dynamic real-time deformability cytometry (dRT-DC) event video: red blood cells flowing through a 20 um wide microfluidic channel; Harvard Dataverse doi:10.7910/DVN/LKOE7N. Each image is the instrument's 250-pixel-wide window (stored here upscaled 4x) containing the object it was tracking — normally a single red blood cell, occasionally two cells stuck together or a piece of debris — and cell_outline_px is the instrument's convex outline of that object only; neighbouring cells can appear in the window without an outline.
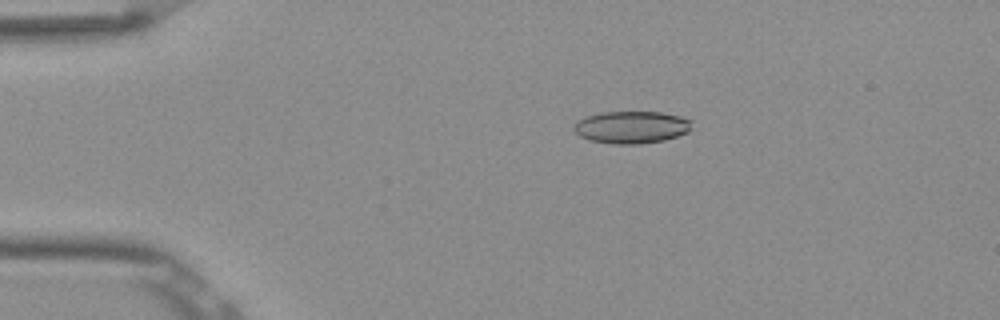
{"species": "Egyptian fruit bat (a non-hibernating species)", "species_latin": "Rousettus aegyptiacus", "temperature_condition": "room temperature", "stored_images_in_passage": 52, "camera_frame_rate_fps": 3000, "um_per_image_px": 0.085, "frame": {"image": 1, "passage_image": 10, "time_ms": 3.0, "image_size_px": [1000, 320], "cell_outline_px": [[692, 128], [688, 132], [664, 140], [640, 144], [612, 144], [588, 140], [580, 136], [572, 128], [572, 124], [588, 116], [600, 112], [660, 112], [680, 116], [692, 120]], "centroid_in_image_um": [53.68, 10.82], "position_along_channel_um": 31.3, "area_um2": 22.31}}
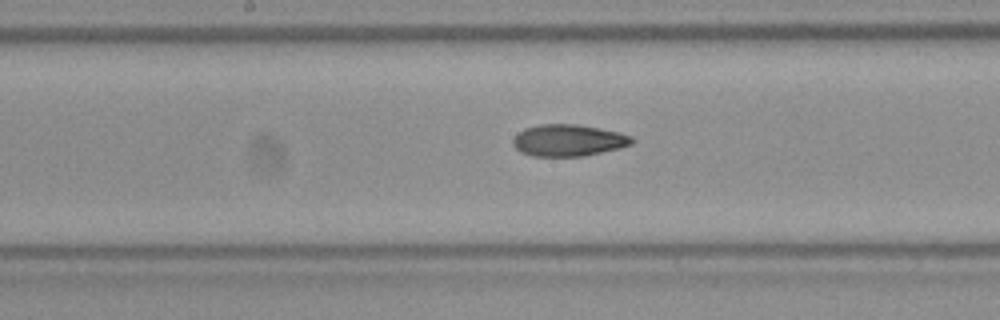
{"frame": {"image": 2, "passage_image": 27, "time_ms": 8.667, "image_size_px": [1000, 320], "cell_outline_px": [[636, 140], [632, 144], [620, 148], [584, 156], [532, 156], [520, 152], [512, 144], [512, 140], [524, 128], [540, 124], [576, 124], [600, 128], [620, 132], [632, 136]], "centroid_in_image_um": [48.34, 11.93], "position_along_channel_um": 199.9, "area_um2": 22.14}}
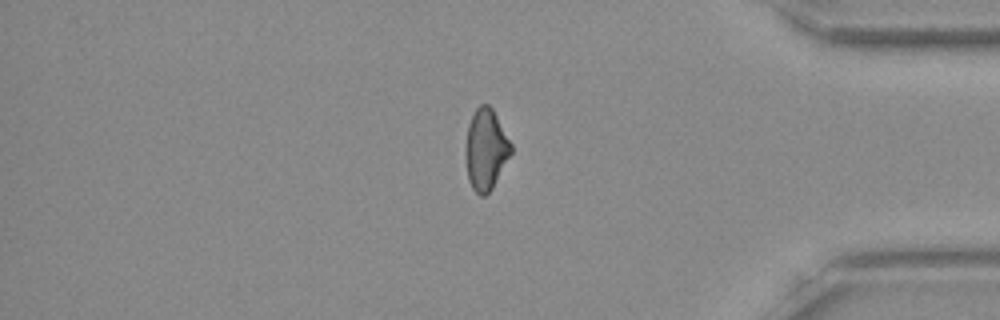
{"frame": {"image": 3, "passage_image": 44, "time_ms": 14.333, "image_size_px": [1000, 320], "cell_outline_px": [[512, 152], [492, 188], [484, 196], [480, 196], [472, 188], [468, 180], [464, 152], [468, 124], [476, 108], [480, 104], [488, 104], [492, 108], [512, 144]], "centroid_in_image_um": [41.27, 12.7], "position_along_channel_um": 393.9, "area_um2": 21.5}, "authors_computed_cell_mechanics": {"area_um2": 22.0218, "velocity_mm_per_s": 3.8851, "shape_relaxation_time_tau1_ms": null, "shape_relaxation_time_tau2_ms": 3.0666, "deformation_change_tau1": null, "deformation_change_tau2": 0.0949}}